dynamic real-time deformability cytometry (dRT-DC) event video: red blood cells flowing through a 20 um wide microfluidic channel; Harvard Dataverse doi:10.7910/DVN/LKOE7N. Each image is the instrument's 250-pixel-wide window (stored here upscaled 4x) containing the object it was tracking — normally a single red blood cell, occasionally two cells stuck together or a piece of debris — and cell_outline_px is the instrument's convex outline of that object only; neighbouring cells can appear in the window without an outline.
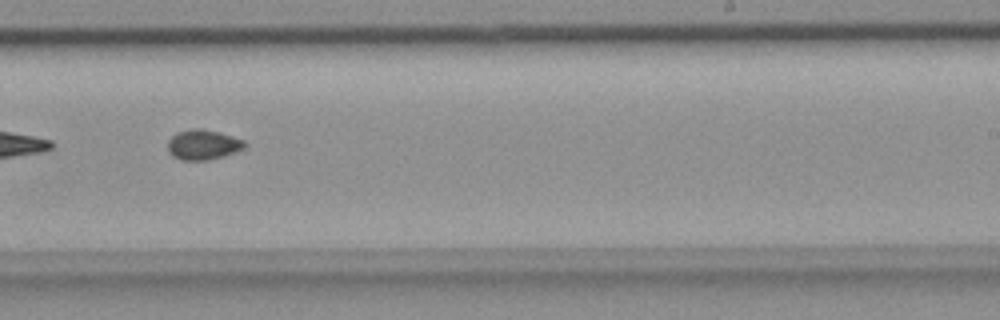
{"species": "common noctule bat (a hibernating species)", "species_latin": "Nyctalus noctula", "temperature_condition": "room temperature", "stored_images_in_passage": 38, "camera_frame_rate_fps": 3000, "um_per_image_px": 0.085, "animal": {"sex": "female", "body_mass_g": 18.4}, "frame": {"image": 1, "passage_image": 17, "time_ms": 5.333, "image_size_px": [1000, 320], "cell_outline_px": [[248, 144], [244, 148], [236, 152], [224, 156], [208, 160], [180, 160], [172, 156], [168, 152], [168, 140], [176, 132], [192, 128], [200, 128], [220, 132], [244, 140]], "centroid_in_image_um": [17.26, 12.29], "position_along_channel_um": 271.7, "area_um2": 13.7}}
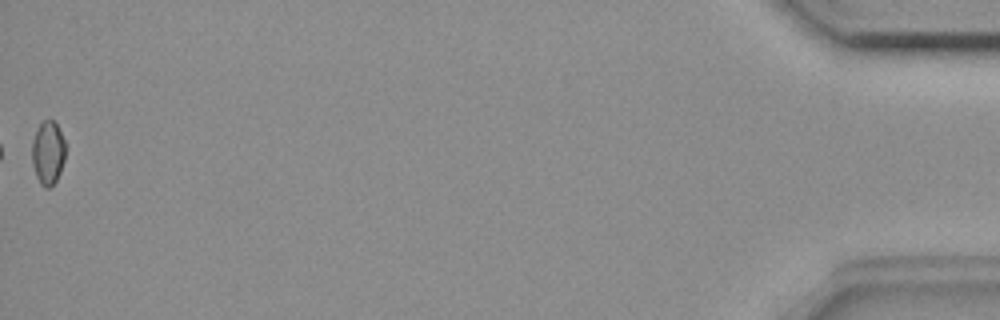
{"frame": {"image": 2, "passage_image": 38, "time_ms": 12.333, "image_size_px": [1000, 320], "cell_outline_px": [[64, 160], [60, 172], [56, 180], [48, 188], [44, 188], [40, 184], [36, 176], [32, 164], [32, 140], [40, 124], [44, 120], [52, 120], [56, 124], [64, 140]], "centroid_in_image_um": [4.05, 13.01], "position_along_channel_um": 431.1, "area_um2": 12.2}}